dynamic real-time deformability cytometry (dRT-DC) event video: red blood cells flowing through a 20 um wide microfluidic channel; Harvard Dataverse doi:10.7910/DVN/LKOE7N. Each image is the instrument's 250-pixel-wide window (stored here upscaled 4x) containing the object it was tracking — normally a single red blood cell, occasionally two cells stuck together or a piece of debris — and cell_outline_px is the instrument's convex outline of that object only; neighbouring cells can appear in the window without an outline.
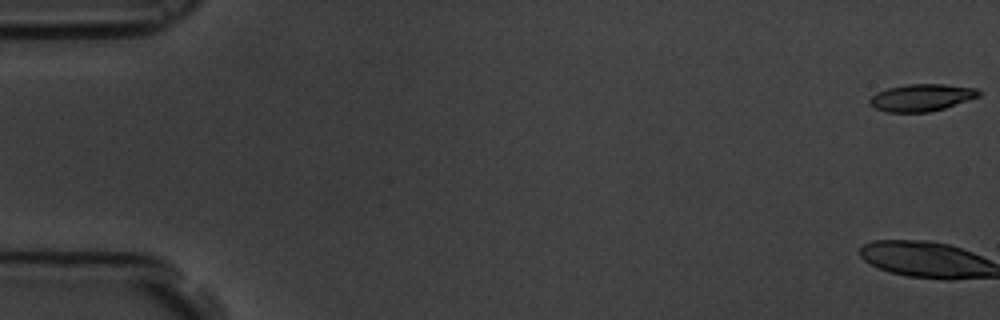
{"species": "common noctule bat (a hibernating species)", "species_latin": "Nyctalus noctula", "temperature_condition": "room temperature", "stored_images_in_passage": 21, "camera_frame_rate_fps": 3000, "um_per_image_px": 0.085, "animal": {"sex": "male", "body_mass_g": 19.5, "forearm_length_mm": 54.6}, "frame": {"image": 1, "passage_image": 1, "time_ms": 0.0, "image_size_px": [1000, 320], "cell_outline_px": [[980, 96], [944, 108], [928, 112], [884, 112], [868, 104], [868, 100], [876, 92], [888, 88], [908, 84], [944, 84], [976, 88], [980, 92]], "centroid_in_image_um": [78.3, 8.29], "position_along_channel_um": 6.7, "area_um2": 17.22}}